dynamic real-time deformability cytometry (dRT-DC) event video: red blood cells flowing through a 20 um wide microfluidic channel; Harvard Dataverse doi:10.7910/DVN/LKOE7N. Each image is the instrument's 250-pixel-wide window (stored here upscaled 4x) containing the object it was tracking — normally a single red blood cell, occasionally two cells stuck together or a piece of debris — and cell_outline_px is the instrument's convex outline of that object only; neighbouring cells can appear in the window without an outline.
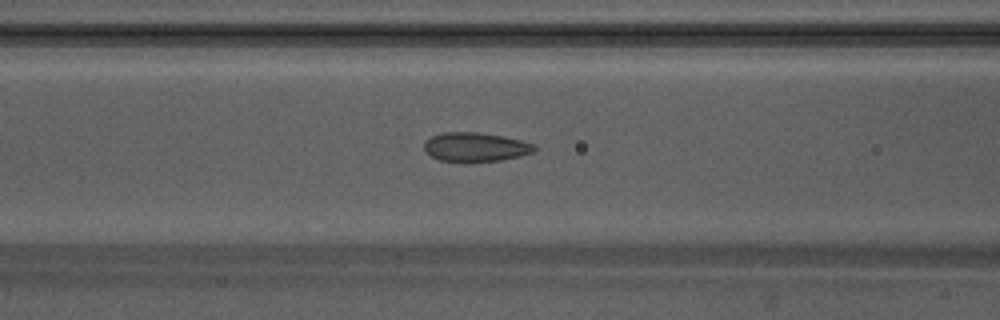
{"species": "Egyptian fruit bat (a non-hibernating species)", "species_latin": "Rousettus aegyptiacus", "temperature_condition": "warm", "stored_images_in_passage": 54, "camera_frame_rate_fps": 3000, "um_per_image_px": 0.085, "animal": {"sex": "male"}, "frame": {"image": 1, "passage_image": 21, "time_ms": 6.667, "image_size_px": [1000, 320], "cell_outline_px": [[536, 148], [532, 152], [520, 156], [500, 160], [468, 164], [440, 160], [432, 156], [424, 148], [424, 144], [432, 136], [444, 132], [476, 132], [504, 136], [536, 144]], "centroid_in_image_um": [40.43, 12.52], "position_along_channel_um": 126.2, "area_um2": 18.96}}
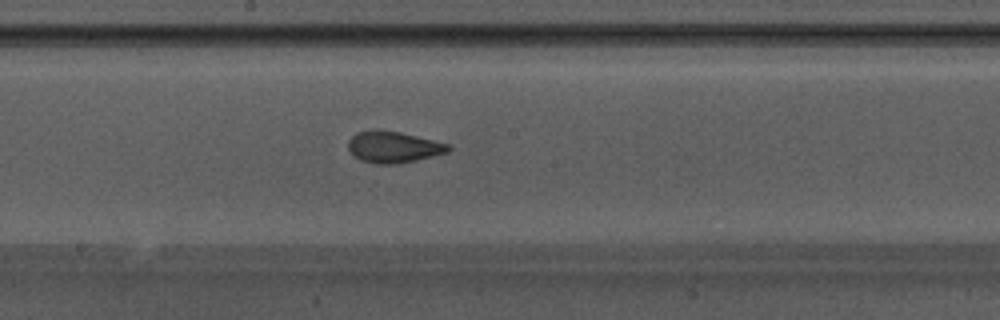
{"frame": {"image": 2, "passage_image": 28, "time_ms": 9.0, "image_size_px": [1000, 320], "cell_outline_px": [[452, 148], [448, 152], [416, 160], [396, 164], [376, 164], [360, 160], [352, 156], [348, 148], [348, 140], [356, 132], [376, 128], [400, 132], [448, 144]], "centroid_in_image_um": [33.37, 12.49], "position_along_channel_um": 214.8, "area_um2": 18.5}}
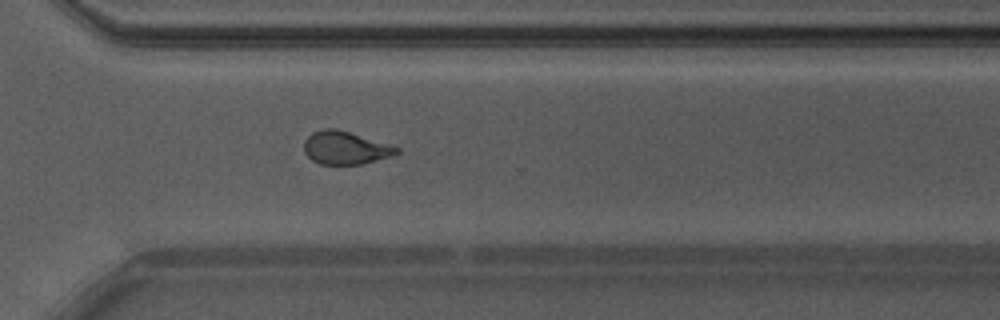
{"frame": {"image": 3, "passage_image": 38, "time_ms": 12.333, "image_size_px": [1000, 320], "cell_outline_px": [[400, 152], [392, 156], [360, 164], [320, 164], [312, 160], [304, 152], [304, 140], [312, 132], [320, 128], [336, 128], [400, 148]], "centroid_in_image_um": [29.31, 12.56], "position_along_channel_um": 341.3, "area_um2": 17.69}, "authors_computed_cell_mechanics": {"area_um2": 18.4382, "velocity_mm_per_s": 3.7969, "shape_relaxation_time_tau1_ms": null, "shape_relaxation_time_tau2_ms": 1.1992, "deformation_change_tau1": null, "deformation_change_tau2": 0.0676}}